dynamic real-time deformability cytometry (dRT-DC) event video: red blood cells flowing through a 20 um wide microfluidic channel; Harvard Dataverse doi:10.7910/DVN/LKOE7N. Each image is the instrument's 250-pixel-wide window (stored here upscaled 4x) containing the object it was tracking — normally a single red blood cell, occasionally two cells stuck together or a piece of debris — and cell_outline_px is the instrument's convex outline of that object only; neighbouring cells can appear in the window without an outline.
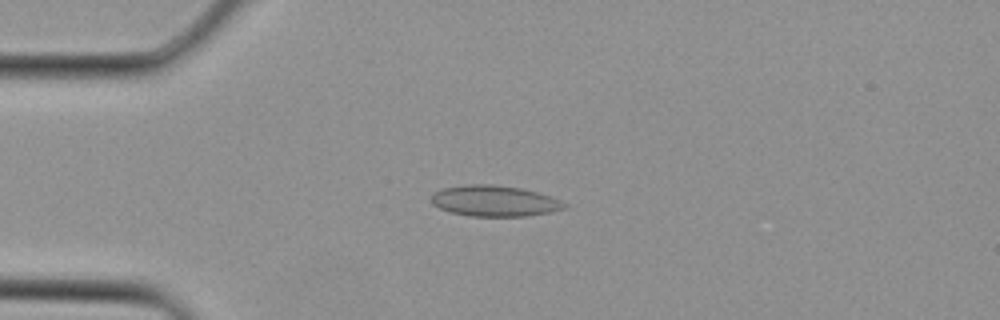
{"species": "Egyptian fruit bat (a non-hibernating species)", "species_latin": "Rousettus aegyptiacus", "temperature_condition": "cold", "stored_images_in_passage": 3, "camera_frame_rate_fps": 3000, "um_per_image_px": 0.085, "animal": {"sex": "female"}, "frame": {"image": 1, "passage_image": 3, "time_ms": 0.667, "image_size_px": [1000, 320], "cell_outline_px": [[568, 208], [552, 212], [528, 216], [472, 216], [452, 212], [440, 208], [432, 204], [432, 192], [444, 188], [468, 184], [492, 184], [520, 188], [540, 192], [552, 196], [568, 204]], "centroid_in_image_um": [42.1, 17.08], "position_along_channel_um": 42.9, "area_um2": 24.16}}